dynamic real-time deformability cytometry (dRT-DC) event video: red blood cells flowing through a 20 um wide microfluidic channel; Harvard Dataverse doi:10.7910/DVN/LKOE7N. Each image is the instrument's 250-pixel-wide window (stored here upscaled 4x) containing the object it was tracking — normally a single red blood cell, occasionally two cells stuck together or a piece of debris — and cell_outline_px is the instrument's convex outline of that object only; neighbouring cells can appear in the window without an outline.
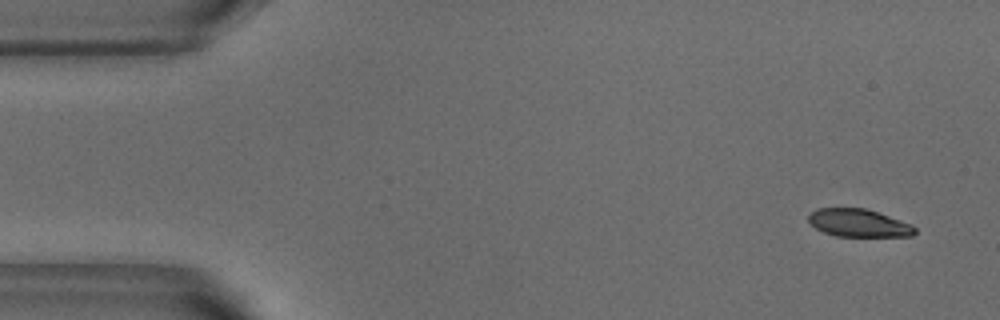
{"species": "common noctule bat (a hibernating species)", "species_latin": "Nyctalus noctula", "temperature_condition": "warm", "stored_images_in_passage": 46, "camera_frame_rate_fps": 3000, "um_per_image_px": 0.085, "animal": {"sex": "male", "body_mass_g": 18.8}, "frame": {"image": 1, "passage_image": 1, "time_ms": 0.0, "image_size_px": [1000, 320], "cell_outline_px": [[916, 232], [912, 236], [836, 236], [824, 232], [816, 228], [808, 220], [808, 216], [816, 208], [864, 208], [912, 224], [916, 228]], "centroid_in_image_um": [72.99, 18.96], "position_along_channel_um": 12.0, "area_um2": 17.05}}
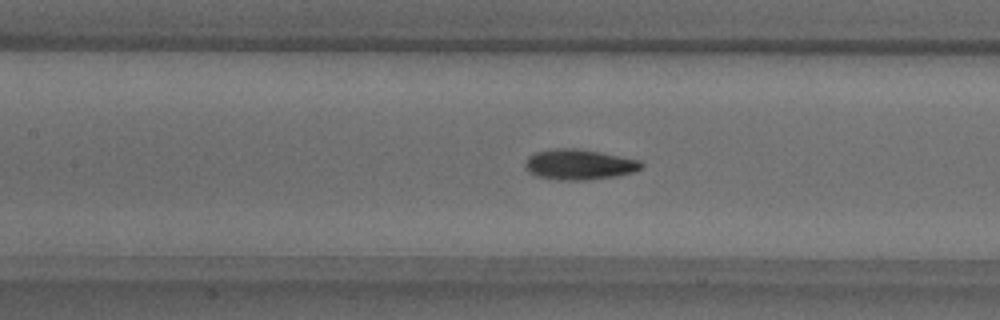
{"frame": {"image": 2, "passage_image": 21, "time_ms": 6.667, "image_size_px": [1000, 320], "cell_outline_px": [[644, 168], [636, 172], [616, 176], [588, 180], [552, 180], [536, 176], [528, 172], [524, 168], [524, 164], [528, 156], [536, 152], [556, 148], [576, 148], [600, 152], [640, 160], [644, 164]], "centroid_in_image_um": [49.23, 13.99], "position_along_channel_um": 158.2, "area_um2": 20.98}}
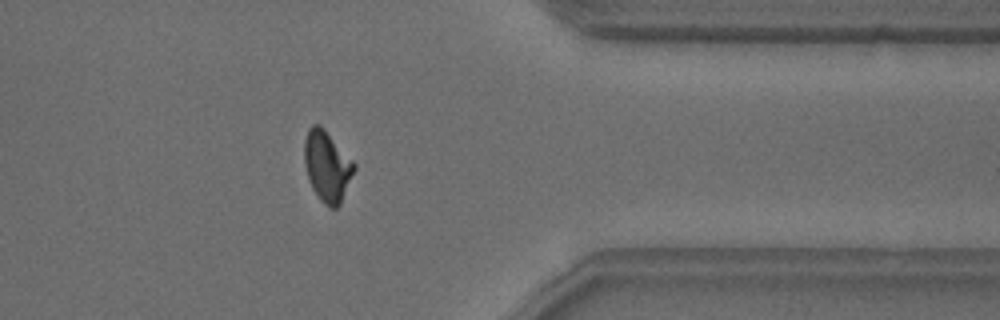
{"frame": {"image": 3, "passage_image": 40, "time_ms": 13.0, "image_size_px": [1000, 320], "cell_outline_px": [[356, 168], [340, 204], [336, 208], [328, 208], [320, 200], [312, 188], [304, 164], [304, 140], [308, 128], [312, 124], [320, 124], [324, 128], [356, 164]], "centroid_in_image_um": [27.8, 14.12], "position_along_channel_um": 383.6, "area_um2": 20.58}, "authors_computed_cell_mechanics": {"area_um2": 20.0855, "velocity_mm_per_s": 3.8031, "shape_relaxation_time_tau1_ms": 3.287, "shape_relaxation_time_tau2_ms": 1.7801, "deformation_change_tau1": 0.1397, "deformation_change_tau2": 0.0625}}